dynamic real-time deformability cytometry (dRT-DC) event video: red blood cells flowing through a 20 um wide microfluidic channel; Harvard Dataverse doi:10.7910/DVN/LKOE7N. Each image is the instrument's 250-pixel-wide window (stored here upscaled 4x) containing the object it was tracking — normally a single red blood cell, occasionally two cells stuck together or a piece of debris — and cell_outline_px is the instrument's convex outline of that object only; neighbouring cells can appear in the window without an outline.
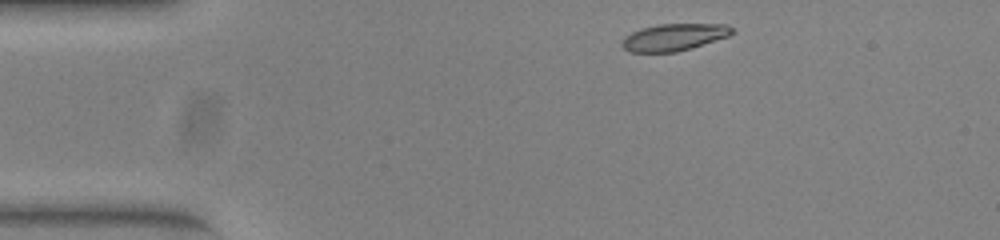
{"species": "common noctule bat (a hibernating species)", "species_latin": "Nyctalus noctula", "temperature_condition": "warm", "stored_images_in_passage": 44, "camera_frame_rate_fps": 3000, "um_per_image_px": 0.085, "animal": {"sex": "female", "body_mass_g": 23.0, "forearm_length_mm": 53.4}, "frame": {"image": 1, "passage_image": 1, "time_ms": 0.0, "image_size_px": [1000, 240], "cell_outline_px": [[732, 32], [728, 36], [676, 52], [628, 52], [620, 44], [624, 36], [632, 32], [644, 28], [660, 24], [728, 24], [732, 28]], "centroid_in_image_um": [57.24, 3.16], "position_along_channel_um": 27.8, "area_um2": 17.05}}
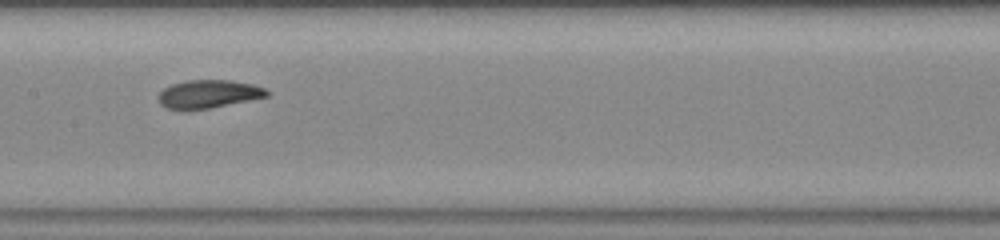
{"frame": {"image": 2, "passage_image": 18, "time_ms": 5.667, "image_size_px": [1000, 240], "cell_outline_px": [[268, 96], [208, 108], [168, 108], [160, 104], [160, 92], [164, 88], [172, 84], [188, 80], [228, 80], [252, 84], [264, 88], [268, 92]], "centroid_in_image_um": [17.74, 7.96], "position_along_channel_um": 189.7, "area_um2": 17.11}}
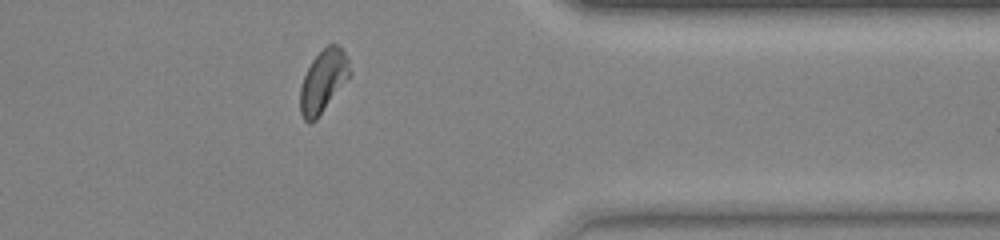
{"frame": {"image": 3, "passage_image": 34, "time_ms": 11.0, "image_size_px": [1000, 240], "cell_outline_px": [[352, 72], [316, 120], [308, 124], [304, 120], [300, 112], [300, 88], [304, 76], [312, 60], [328, 44], [336, 44], [348, 56]], "centroid_in_image_um": [27.47, 6.9], "position_along_channel_um": 383.9, "area_um2": 17.86}, "authors_computed_cell_mechanics": {"area_um2": 18.0914, "velocity_mm_per_s": 3.9295, "shape_relaxation_time_tau1_ms": 4.2211, "shape_relaxation_time_tau2_ms": 1.8811, "deformation_change_tau1": 0.1763, "deformation_change_tau2": 0.0409}}